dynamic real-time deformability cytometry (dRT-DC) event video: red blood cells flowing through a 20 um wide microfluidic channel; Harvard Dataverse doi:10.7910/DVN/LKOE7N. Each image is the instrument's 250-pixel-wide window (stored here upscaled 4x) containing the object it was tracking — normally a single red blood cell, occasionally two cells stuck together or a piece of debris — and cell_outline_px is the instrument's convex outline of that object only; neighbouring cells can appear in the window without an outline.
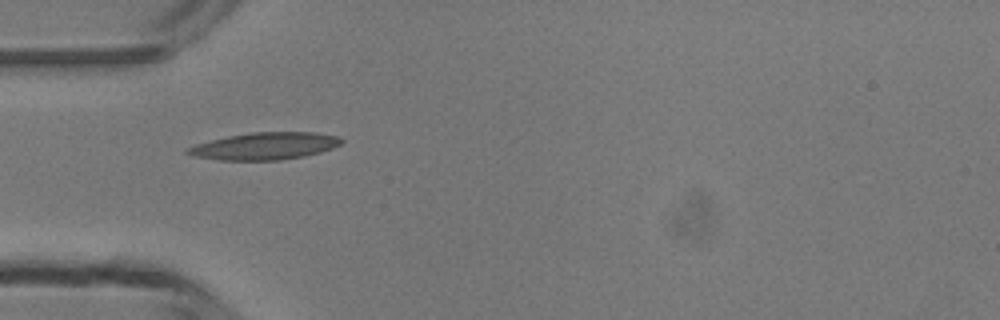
{"species": "common noctule bat (a hibernating species)", "species_latin": "Nyctalus noctula", "temperature_condition": "room temperature", "stored_images_in_passage": 5, "camera_frame_rate_fps": 3000, "um_per_image_px": 0.085, "animal": {"sex": "male", "body_mass_g": 13.3}, "frame": {"image": 1, "passage_image": 4, "time_ms": 3.333, "image_size_px": [1000, 320], "cell_outline_px": [[344, 140], [340, 144], [332, 148], [320, 152], [304, 156], [280, 160], [220, 160], [196, 156], [184, 152], [188, 148], [196, 144], [228, 136], [252, 132], [316, 132], [340, 136]], "centroid_in_image_um": [22.56, 12.41], "position_along_channel_um": 62.4, "area_um2": 24.22}}
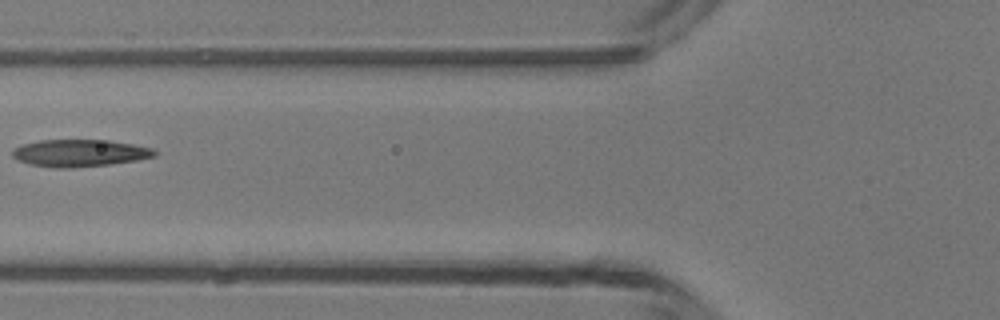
{"frame": {"image": 2, "passage_image": 5, "time_ms": 4.667, "image_size_px": [1000, 320], "cell_outline_px": [[156, 156], [136, 160], [108, 164], [72, 168], [56, 168], [32, 164], [20, 160], [12, 156], [12, 148], [24, 144], [40, 140], [108, 140], [132, 144], [152, 148], [156, 152]], "centroid_in_image_um": [6.77, 13.0], "position_along_channel_um": 119.0, "area_um2": 22.25}}